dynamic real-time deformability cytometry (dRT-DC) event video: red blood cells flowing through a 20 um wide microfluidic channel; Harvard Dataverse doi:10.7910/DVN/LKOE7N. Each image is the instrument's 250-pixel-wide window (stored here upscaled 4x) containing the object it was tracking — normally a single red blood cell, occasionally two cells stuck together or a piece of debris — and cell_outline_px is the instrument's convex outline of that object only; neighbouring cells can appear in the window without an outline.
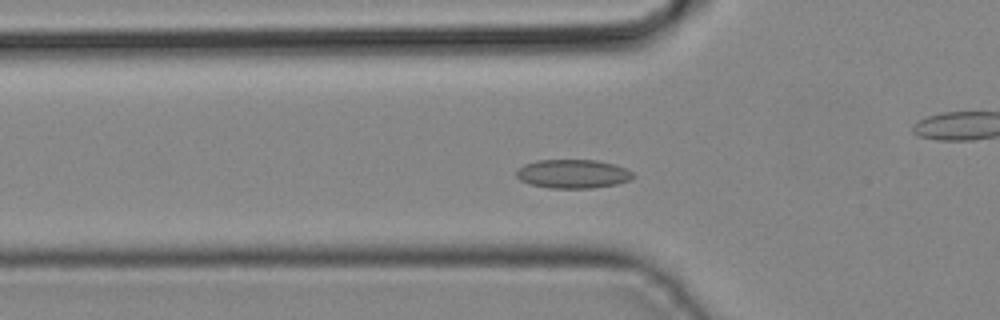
{"species": "common noctule bat (a hibernating species)", "species_latin": "Nyctalus noctula", "temperature_condition": "cold", "stored_images_in_passage": 38, "camera_frame_rate_fps": 3000, "um_per_image_px": 0.085, "animal": {"sex": "male", "body_mass_g": 19.2, "forearm_length_mm": 51.8}, "frame": {"image": 1, "passage_image": 9, "time_ms": 2.667, "image_size_px": [1000, 320], "cell_outline_px": [[636, 176], [632, 180], [616, 184], [592, 188], [548, 188], [532, 184], [520, 180], [516, 176], [516, 168], [524, 164], [536, 160], [596, 160], [616, 164], [632, 172]], "centroid_in_image_um": [48.7, 14.77], "position_along_channel_um": 77.1, "area_um2": 19.77}}
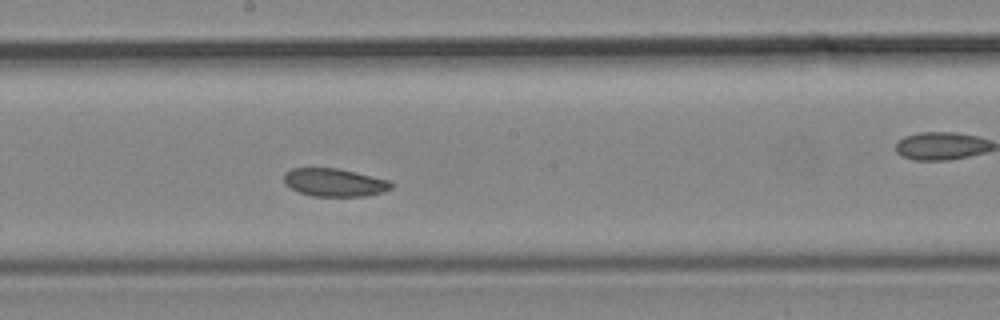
{"frame": {"image": 2, "passage_image": 18, "time_ms": 5.667, "image_size_px": [1000, 320], "cell_outline_px": [[392, 188], [384, 192], [368, 196], [312, 196], [300, 192], [284, 184], [284, 172], [292, 168], [336, 168], [356, 172], [388, 180], [392, 184]], "centroid_in_image_um": [28.42, 15.51], "position_along_channel_um": 219.8, "area_um2": 17.51}}
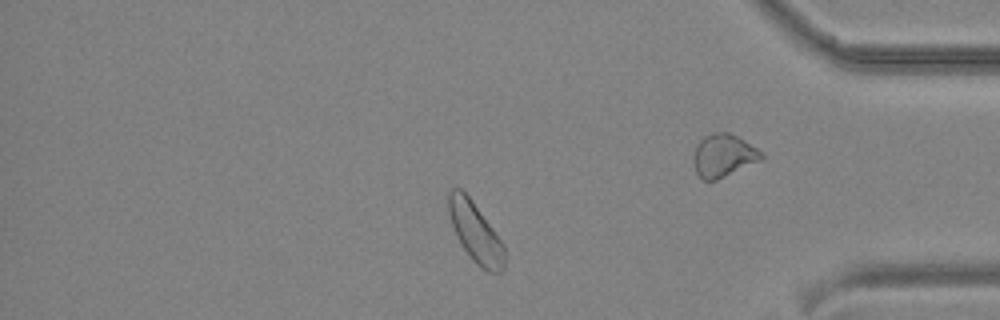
{"frame": {"image": 3, "passage_image": 31, "time_ms": 10.0, "image_size_px": [1000, 320], "cell_outline_px": [[504, 268], [500, 272], [488, 272], [480, 268], [472, 260], [460, 244], [456, 236], [448, 212], [448, 192], [452, 188], [460, 188], [472, 200], [504, 244]], "centroid_in_image_um": [40.4, 19.76], "position_along_channel_um": 394.8, "area_um2": 19.48}}